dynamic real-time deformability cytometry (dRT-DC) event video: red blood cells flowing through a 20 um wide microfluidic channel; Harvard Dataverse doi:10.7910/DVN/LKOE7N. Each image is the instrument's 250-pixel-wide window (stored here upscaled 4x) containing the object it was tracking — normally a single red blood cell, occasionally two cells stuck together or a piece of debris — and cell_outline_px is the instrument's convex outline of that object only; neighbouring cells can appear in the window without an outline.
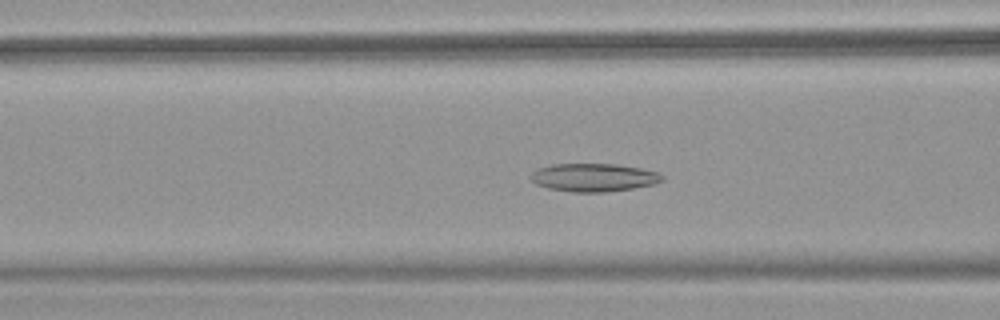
{"species": "common noctule bat (a hibernating species)", "species_latin": "Nyctalus noctula", "temperature_condition": "warm", "stored_images_in_passage": 39, "camera_frame_rate_fps": 3000, "um_per_image_px": 0.085, "animal": {"sex": "female", "body_mass_g": 18.4}, "frame": {"image": 1, "passage_image": 8, "time_ms": 2.333, "image_size_px": [1000, 320], "cell_outline_px": [[664, 180], [652, 184], [632, 188], [604, 192], [572, 192], [548, 188], [536, 184], [528, 176], [536, 168], [552, 164], [616, 164], [640, 168], [660, 172], [664, 176]], "centroid_in_image_um": [50.44, 15.08], "position_along_channel_um": 116.2, "area_um2": 21.62}}
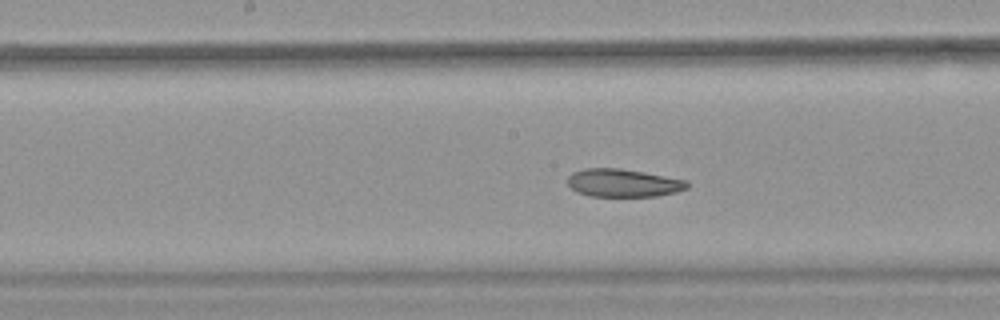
{"frame": {"image": 2, "passage_image": 14, "time_ms": 4.333, "image_size_px": [1000, 320], "cell_outline_px": [[688, 188], [676, 192], [656, 196], [592, 196], [576, 192], [568, 184], [568, 176], [572, 172], [584, 168], [620, 168], [644, 172], [688, 180]], "centroid_in_image_um": [52.98, 15.54], "position_along_channel_um": 195.2, "area_um2": 19.54}}
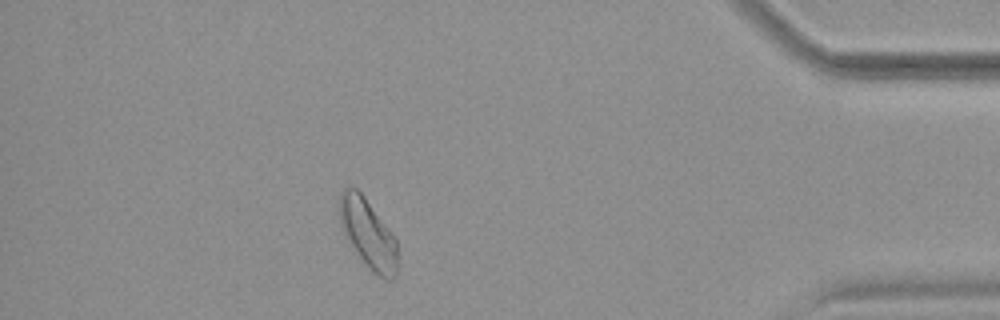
{"frame": {"image": 3, "passage_image": 33, "time_ms": 10.667, "image_size_px": [1000, 320], "cell_outline_px": [[396, 276], [392, 280], [384, 280], [372, 272], [368, 268], [344, 236], [340, 224], [336, 204], [340, 192], [344, 188], [356, 188], [364, 196], [396, 240]], "centroid_in_image_um": [31.21, 19.85], "position_along_channel_um": 404.0, "area_um2": 23.47}}